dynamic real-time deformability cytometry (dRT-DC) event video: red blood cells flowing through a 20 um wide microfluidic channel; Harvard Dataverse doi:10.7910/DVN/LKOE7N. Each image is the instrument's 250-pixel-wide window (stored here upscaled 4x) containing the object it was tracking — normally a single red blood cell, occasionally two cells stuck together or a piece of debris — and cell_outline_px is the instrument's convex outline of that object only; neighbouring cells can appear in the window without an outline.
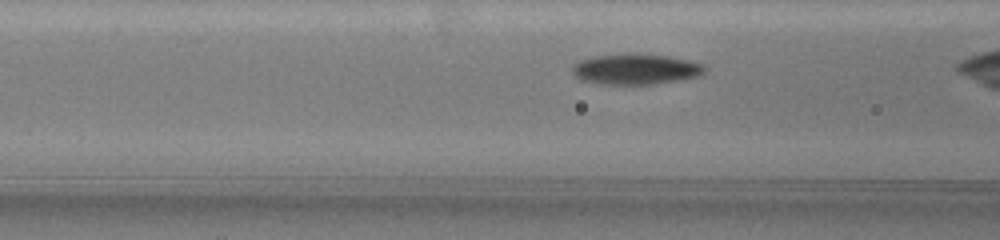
{"species": "common noctule bat (a hibernating species)", "species_latin": "Nyctalus noctula", "temperature_condition": "warm", "stored_images_in_passage": 35, "camera_frame_rate_fps": 3000, "um_per_image_px": 0.085, "animal": {"sex": "female", "body_mass_g": 19.5, "forearm_length_mm": 54.1}, "frame": {"image": 1, "passage_image": 14, "time_ms": 3.333, "image_size_px": [1000, 240], "cell_outline_px": [[704, 72], [696, 76], [656, 84], [604, 84], [584, 80], [576, 76], [572, 72], [572, 64], [580, 60], [592, 56], [624, 52], [636, 52], [664, 56], [688, 60], [700, 64], [704, 68]], "centroid_in_image_um": [53.95, 5.85], "position_along_channel_um": 112.7, "area_um2": 23.58}}
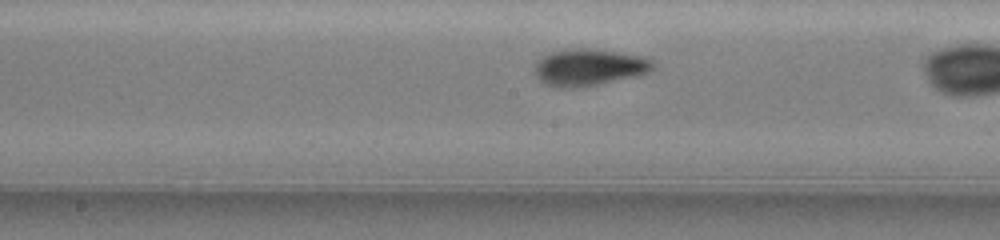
{"frame": {"image": 2, "passage_image": 26, "time_ms": 5.667, "image_size_px": [1000, 240], "cell_outline_px": [[652, 68], [648, 72], [640, 76], [596, 84], [572, 88], [556, 88], [544, 84], [536, 76], [536, 64], [544, 56], [552, 52], [564, 48], [596, 48], [652, 56]], "centroid_in_image_um": [50.13, 5.69], "position_along_channel_um": 198.1, "area_um2": 25.84}}
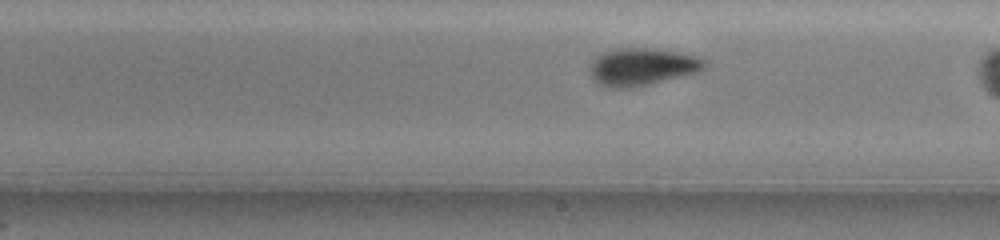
{"frame": {"image": 3, "passage_image": 31, "time_ms": 6.667, "image_size_px": [1000, 240], "cell_outline_px": [[704, 68], [696, 72], [632, 88], [604, 88], [592, 80], [588, 72], [588, 68], [596, 56], [604, 52], [616, 48], [656, 48], [696, 56], [704, 60]], "centroid_in_image_um": [54.46, 5.68], "position_along_channel_um": 234.5, "area_um2": 25.03}}